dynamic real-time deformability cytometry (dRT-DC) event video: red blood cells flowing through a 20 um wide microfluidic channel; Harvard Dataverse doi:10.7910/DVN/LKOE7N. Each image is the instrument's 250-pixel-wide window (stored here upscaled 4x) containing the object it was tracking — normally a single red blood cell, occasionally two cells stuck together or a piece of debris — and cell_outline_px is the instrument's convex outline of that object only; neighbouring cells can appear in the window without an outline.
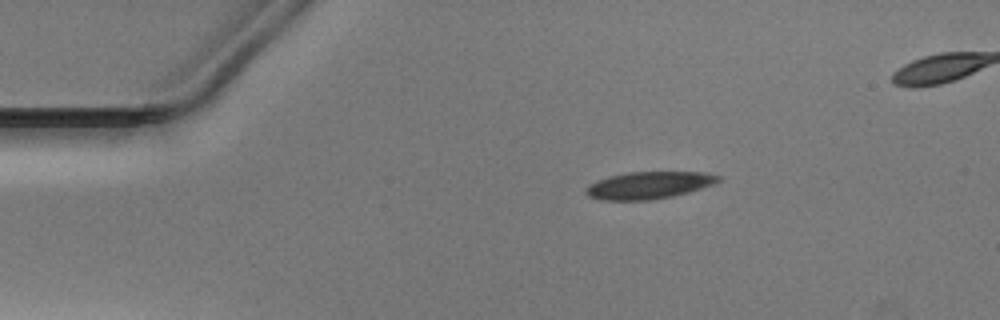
{"species": "Egyptian fruit bat (a non-hibernating species)", "species_latin": "Rousettus aegyptiacus", "temperature_condition": "warm", "stored_images_in_passage": 42, "camera_frame_rate_fps": 3000, "um_per_image_px": 0.085, "animal": {"sex": "male"}, "frame": {"image": 1, "passage_image": 1, "time_ms": 0.0, "image_size_px": [1000, 320], "cell_outline_px": [[720, 180], [716, 184], [688, 192], [672, 196], [648, 200], [600, 200], [588, 196], [584, 192], [584, 188], [588, 184], [596, 180], [628, 172], [704, 172], [720, 176]], "centroid_in_image_um": [55.13, 15.74], "position_along_channel_um": 29.9, "area_um2": 21.04}}
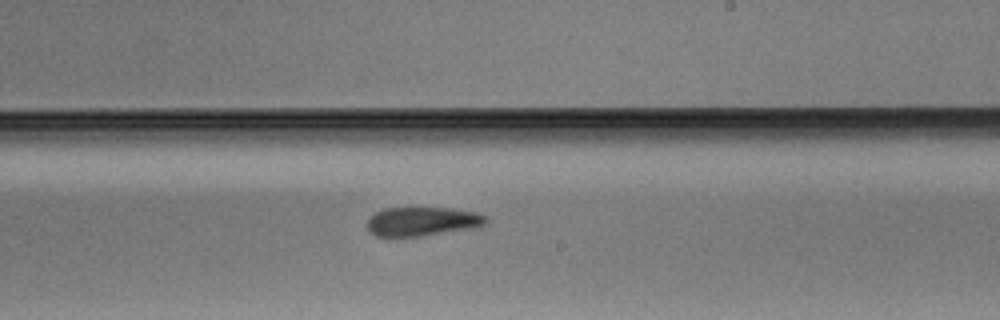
{"frame": {"image": 2, "passage_image": 22, "time_ms": 7.0, "image_size_px": [1000, 320], "cell_outline_px": [[488, 220], [480, 228], [396, 240], [376, 236], [368, 232], [368, 220], [376, 212], [384, 208], [408, 204], [448, 208], [476, 212], [484, 216]], "centroid_in_image_um": [35.84, 18.83], "position_along_channel_um": 253.2, "area_um2": 21.85}}
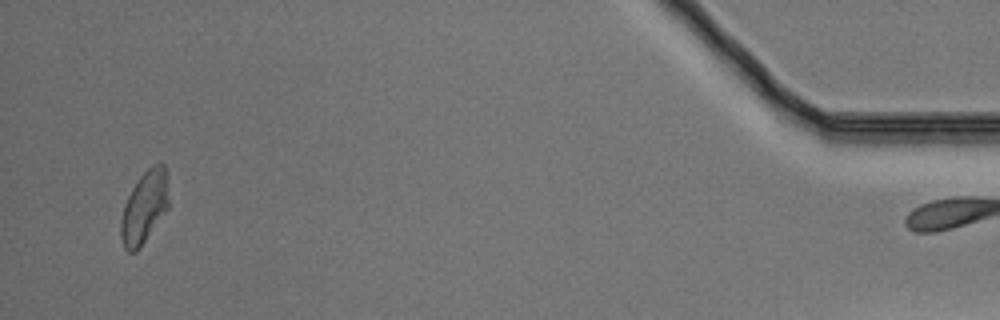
{"frame": {"image": 3, "passage_image": 41, "time_ms": 13.333, "image_size_px": [1000, 320], "cell_outline_px": [[168, 208], [140, 248], [136, 252], [128, 252], [124, 248], [120, 236], [120, 220], [124, 204], [132, 188], [140, 176], [152, 164], [164, 164], [168, 172]], "centroid_in_image_um": [12.27, 17.61], "position_along_channel_um": 422.9, "area_um2": 20.35}}